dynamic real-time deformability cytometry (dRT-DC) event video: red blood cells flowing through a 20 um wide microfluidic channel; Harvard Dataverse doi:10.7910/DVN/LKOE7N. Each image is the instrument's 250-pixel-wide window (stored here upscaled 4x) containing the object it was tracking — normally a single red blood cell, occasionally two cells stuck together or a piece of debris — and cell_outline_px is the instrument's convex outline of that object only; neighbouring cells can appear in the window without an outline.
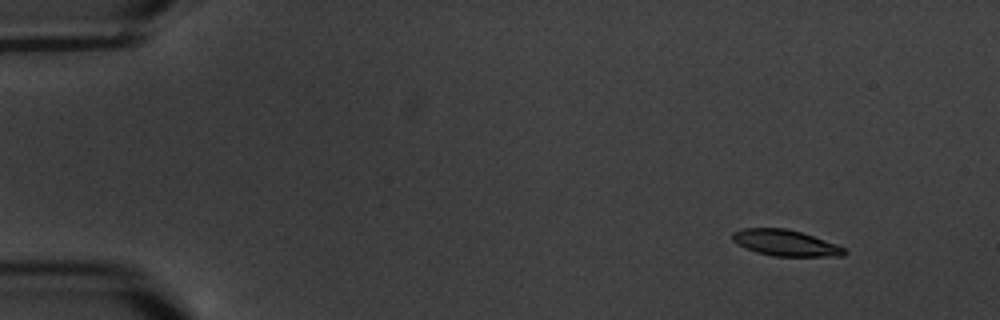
{"species": "common noctule bat (a hibernating species)", "species_latin": "Nyctalus noctula", "temperature_condition": "warm", "stored_images_in_passage": 5, "camera_frame_rate_fps": 3000, "um_per_image_px": 0.085, "animal": {"sex": "male", "body_mass_g": 20.1, "forearm_length_mm": 53.5}, "frame": {"image": 1, "passage_image": 1, "time_ms": 0.0, "image_size_px": [1000, 320], "cell_outline_px": [[848, 252], [844, 256], [772, 256], [756, 252], [732, 240], [732, 232], [744, 228], [784, 228], [800, 232], [836, 244], [844, 248]], "centroid_in_image_um": [66.77, 20.65], "position_along_channel_um": 18.2, "area_um2": 16.76}}
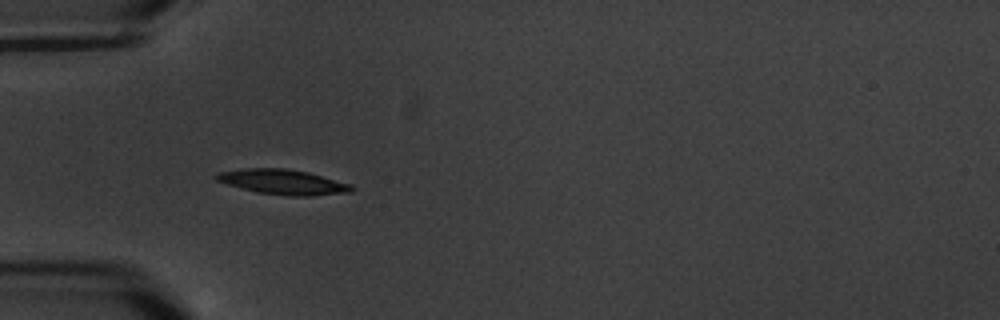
{"frame": {"image": 2, "passage_image": 4, "time_ms": 4.333, "image_size_px": [1000, 320], "cell_outline_px": [[356, 188], [352, 192], [312, 196], [288, 196], [256, 192], [228, 184], [216, 180], [212, 176], [216, 172], [244, 168], [284, 168], [308, 172], [352, 184]], "centroid_in_image_um": [24.06, 15.47], "position_along_channel_um": 60.9, "area_um2": 19.94}}